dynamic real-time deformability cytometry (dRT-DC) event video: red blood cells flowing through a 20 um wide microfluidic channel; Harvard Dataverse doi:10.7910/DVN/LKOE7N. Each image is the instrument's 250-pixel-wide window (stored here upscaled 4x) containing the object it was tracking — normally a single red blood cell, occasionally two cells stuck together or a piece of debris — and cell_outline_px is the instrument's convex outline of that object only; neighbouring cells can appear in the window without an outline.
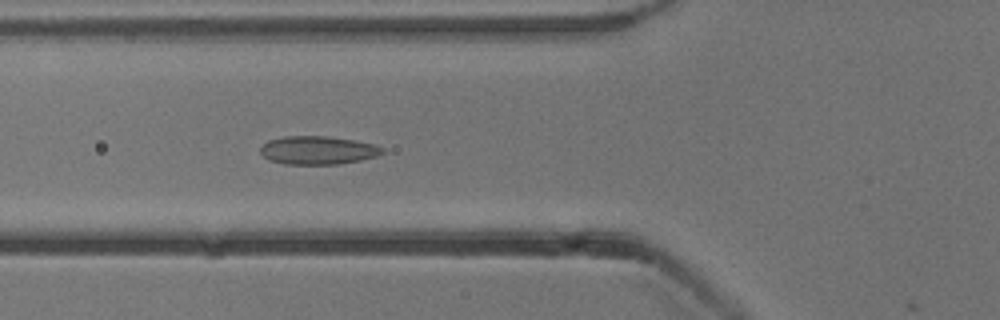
{"species": "common noctule bat (a hibernating species)", "species_latin": "Nyctalus noctula", "temperature_condition": "cold", "stored_images_in_passage": 54, "camera_frame_rate_fps": 3000, "um_per_image_px": 0.085, "animal": {"sex": "male", "body_mass_g": 13.3}, "frame": {"image": 1, "passage_image": 19, "time_ms": 6.0, "image_size_px": [1000, 320], "cell_outline_px": [[384, 152], [376, 156], [360, 160], [336, 164], [284, 164], [268, 160], [260, 152], [260, 148], [268, 140], [284, 136], [324, 136], [356, 140], [376, 144], [384, 148]], "centroid_in_image_um": [27.02, 12.76], "position_along_channel_um": 98.8, "area_um2": 20.17}}
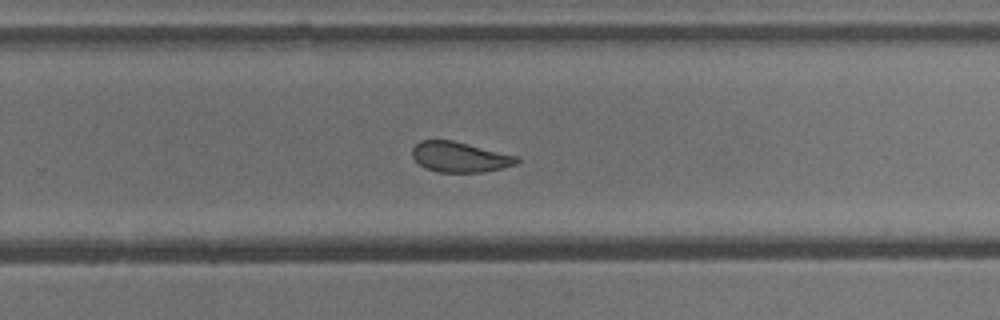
{"frame": {"image": 2, "passage_image": 34, "time_ms": 11.0, "image_size_px": [1000, 320], "cell_outline_px": [[520, 160], [516, 164], [484, 172], [436, 172], [424, 168], [412, 156], [412, 148], [420, 140], [452, 140], [520, 156]], "centroid_in_image_um": [39.09, 13.34], "position_along_channel_um": 290.7, "area_um2": 18.55}}
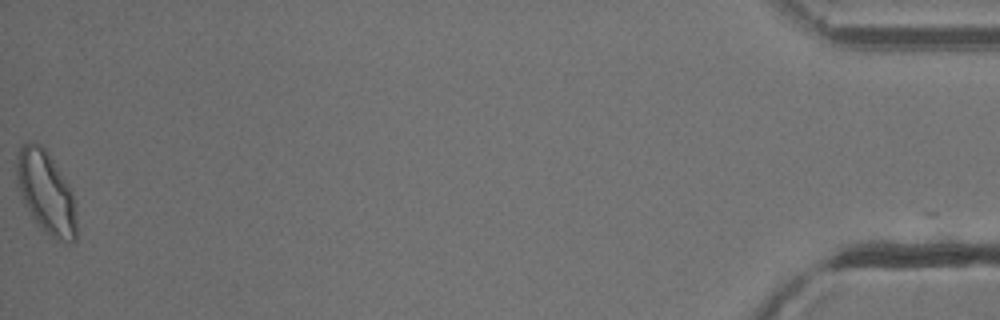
{"frame": {"image": 3, "passage_image": 53, "time_ms": 17.333, "image_size_px": [1000, 320], "cell_outline_px": [[76, 240], [72, 244], [64, 244], [56, 240], [32, 220], [24, 204], [16, 184], [16, 152], [24, 144], [32, 140], [40, 144], [44, 148], [68, 184], [72, 192], [76, 216]], "centroid_in_image_um": [3.89, 16.39], "position_along_channel_um": 431.3, "area_um2": 29.13}, "authors_computed_cell_mechanics": {"area_um2": 20.7213, "velocity_mm_per_s": 3.8468, "shape_relaxation_time_tau1_ms": 7.1685, "shape_relaxation_time_tau2_ms": 2.1025, "deformation_change_tau1": 0.1254, "deformation_change_tau2": 0.0855}}